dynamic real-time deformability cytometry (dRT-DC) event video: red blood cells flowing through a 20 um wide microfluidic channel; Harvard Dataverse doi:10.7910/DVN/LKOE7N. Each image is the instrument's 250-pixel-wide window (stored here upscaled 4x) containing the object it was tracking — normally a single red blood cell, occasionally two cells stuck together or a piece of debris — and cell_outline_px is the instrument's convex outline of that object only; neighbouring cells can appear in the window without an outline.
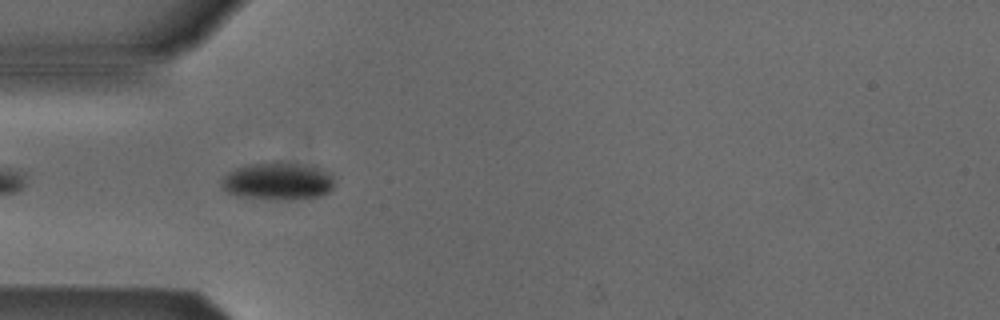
{"species": "Egyptian fruit bat (a non-hibernating species)", "species_latin": "Rousettus aegyptiacus", "temperature_condition": "cold", "stored_images_in_passage": 8, "camera_frame_rate_fps": 3000, "um_per_image_px": 0.085, "animal": {"sex": "male"}, "frame": {"image": 1, "passage_image": 4, "time_ms": 4.333, "image_size_px": [1000, 320], "cell_outline_px": [[332, 188], [328, 192], [320, 196], [292, 200], [276, 200], [240, 196], [228, 192], [220, 188], [220, 180], [228, 172], [236, 168], [252, 164], [276, 160], [280, 160], [320, 168], [328, 172], [332, 176]], "centroid_in_image_um": [23.58, 15.39], "position_along_channel_um": 61.4, "area_um2": 25.03}}
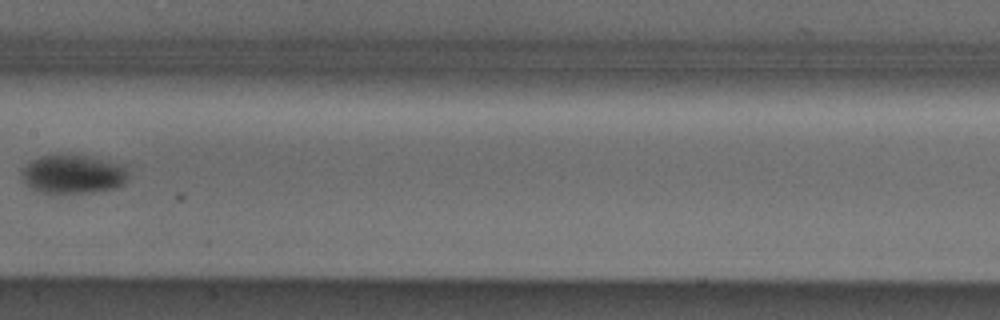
{"frame": {"image": 2, "passage_image": 7, "time_ms": 8.0, "image_size_px": [1000, 320], "cell_outline_px": [[128, 176], [124, 184], [116, 188], [92, 192], [40, 192], [32, 188], [24, 180], [20, 172], [32, 160], [40, 156], [84, 156], [124, 164]], "centroid_in_image_um": [6.25, 14.81], "position_along_channel_um": 201.2, "area_um2": 23.47}}
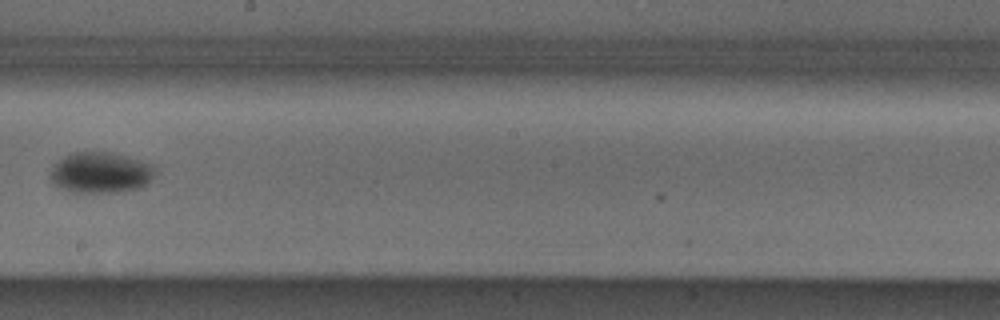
{"frame": {"image": 3, "passage_image": 8, "time_ms": 9.0, "image_size_px": [1000, 320], "cell_outline_px": [[156, 176], [144, 188], [120, 192], [72, 192], [60, 188], [52, 184], [52, 168], [60, 160], [72, 152], [108, 152], [124, 156], [152, 164], [156, 172]], "centroid_in_image_um": [8.61, 14.7], "position_along_channel_um": 239.6, "area_um2": 24.97}}